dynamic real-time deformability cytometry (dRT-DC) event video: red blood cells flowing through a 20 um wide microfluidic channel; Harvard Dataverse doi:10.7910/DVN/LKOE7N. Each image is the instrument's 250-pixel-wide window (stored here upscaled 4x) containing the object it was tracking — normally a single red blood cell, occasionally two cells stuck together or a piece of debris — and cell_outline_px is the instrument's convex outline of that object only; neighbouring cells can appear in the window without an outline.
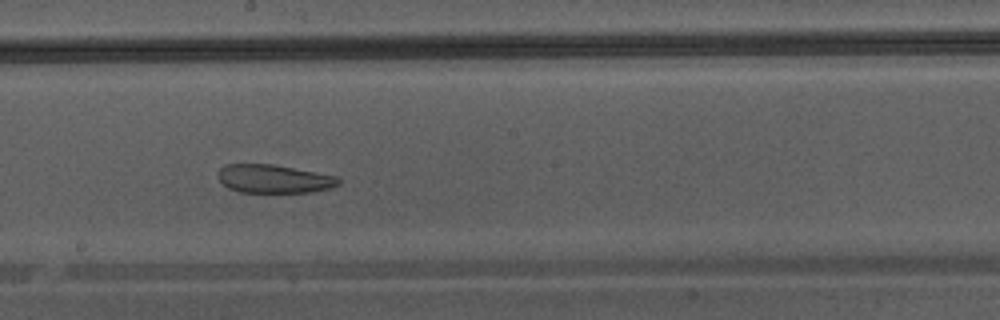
{"species": "Egyptian fruit bat (a non-hibernating species)", "species_latin": "Rousettus aegyptiacus", "temperature_condition": "warm", "stored_images_in_passage": 48, "camera_frame_rate_fps": 3000, "um_per_image_px": 0.085, "animal": {"sex": "male"}, "frame": {"image": 1, "passage_image": 28, "time_ms": 9.0, "image_size_px": [1000, 320], "cell_outline_px": [[340, 184], [332, 188], [312, 192], [240, 192], [228, 188], [216, 176], [220, 168], [224, 164], [272, 164], [340, 176]], "centroid_in_image_um": [23.31, 15.2], "position_along_channel_um": 224.9, "area_um2": 20.17}}